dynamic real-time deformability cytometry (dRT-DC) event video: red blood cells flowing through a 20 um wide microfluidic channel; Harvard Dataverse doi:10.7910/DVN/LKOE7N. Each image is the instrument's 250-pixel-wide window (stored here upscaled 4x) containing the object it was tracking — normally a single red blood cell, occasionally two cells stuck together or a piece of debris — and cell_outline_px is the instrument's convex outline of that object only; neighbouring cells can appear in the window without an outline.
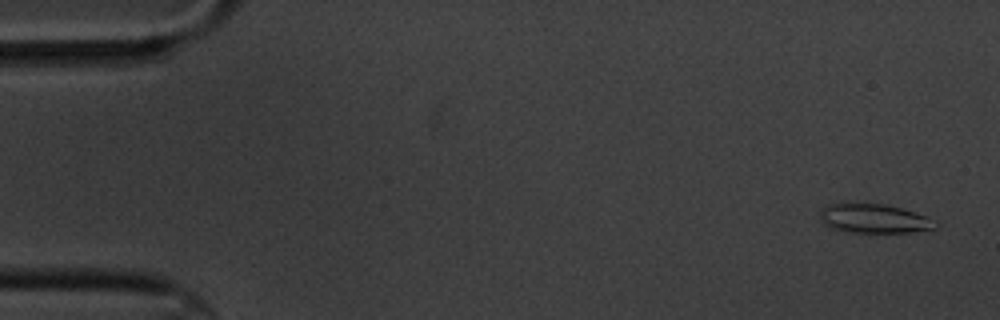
{"species": "common noctule bat (a hibernating species)", "species_latin": "Nyctalus noctula", "temperature_condition": "cold", "stored_images_in_passage": 5, "camera_frame_rate_fps": 3000, "um_per_image_px": 0.085, "animal": {"sex": "male", "body_mass_g": 20.1, "forearm_length_mm": 53.5}, "frame": {"image": 1, "passage_image": 1, "time_ms": 0.0, "image_size_px": [1000, 320], "cell_outline_px": [[940, 224], [936, 228], [912, 232], [844, 232], [828, 228], [820, 220], [820, 212], [828, 204], [884, 204], [900, 208], [924, 216]], "centroid_in_image_um": [74.25, 18.6], "position_along_channel_um": 10.7, "area_um2": 19.36}}